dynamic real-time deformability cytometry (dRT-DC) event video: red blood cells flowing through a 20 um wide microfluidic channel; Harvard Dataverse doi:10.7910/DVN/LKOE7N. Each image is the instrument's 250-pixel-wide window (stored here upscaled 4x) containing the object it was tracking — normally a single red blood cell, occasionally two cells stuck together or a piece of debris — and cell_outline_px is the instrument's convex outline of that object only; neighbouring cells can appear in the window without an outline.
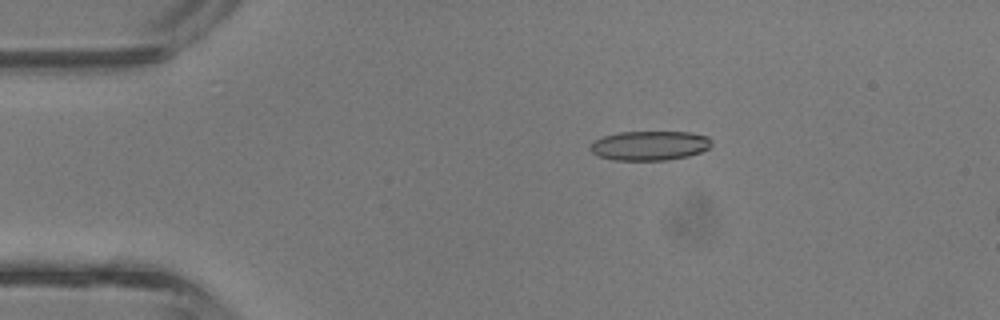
{"species": "common noctule bat (a hibernating species)", "species_latin": "Nyctalus noctula", "temperature_condition": "room temperature", "stored_images_in_passage": 36, "camera_frame_rate_fps": 3000, "um_per_image_px": 0.085, "animal": {"sex": "male", "body_mass_g": 13.3}, "frame": {"image": 1, "passage_image": 2, "time_ms": 0.333, "image_size_px": [1000, 320], "cell_outline_px": [[712, 144], [708, 148], [700, 152], [688, 156], [664, 160], [612, 160], [600, 156], [592, 152], [588, 148], [592, 140], [604, 136], [620, 132], [692, 132], [708, 136], [712, 140]], "centroid_in_image_um": [55.21, 12.37], "position_along_channel_um": 29.8, "area_um2": 20.92}}
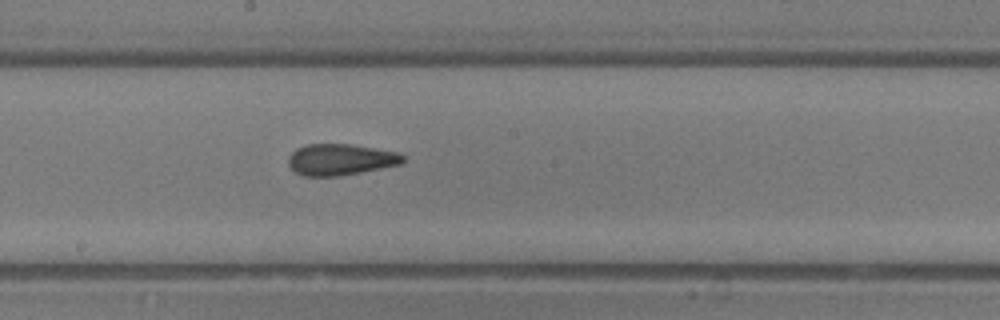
{"frame": {"image": 2, "passage_image": 17, "time_ms": 5.333, "image_size_px": [1000, 320], "cell_outline_px": [[404, 160], [400, 164], [340, 176], [304, 176], [296, 172], [288, 164], [288, 156], [296, 148], [308, 144], [352, 144], [396, 152], [404, 156]], "centroid_in_image_um": [28.9, 13.56], "position_along_channel_um": 219.3, "area_um2": 20.75}}
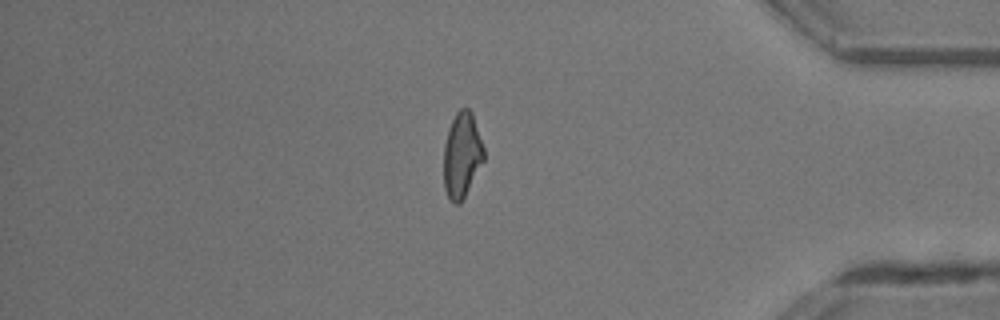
{"frame": {"image": 3, "passage_image": 30, "time_ms": 9.667, "image_size_px": [1000, 320], "cell_outline_px": [[484, 160], [460, 204], [456, 204], [448, 196], [444, 188], [444, 144], [448, 128], [456, 112], [460, 108], [468, 108], [472, 112], [484, 148]], "centroid_in_image_um": [39.26, 13.15], "position_along_channel_um": 395.9, "area_um2": 19.83}, "authors_computed_cell_mechanics": {"area_um2": 20.808, "velocity_mm_per_s": 4.8448, "shape_relaxation_time_tau1_ms": 4.923, "shape_relaxation_time_tau2_ms": 1.7282, "deformation_change_tau1": 0.128, "deformation_change_tau2": 0.1039}}